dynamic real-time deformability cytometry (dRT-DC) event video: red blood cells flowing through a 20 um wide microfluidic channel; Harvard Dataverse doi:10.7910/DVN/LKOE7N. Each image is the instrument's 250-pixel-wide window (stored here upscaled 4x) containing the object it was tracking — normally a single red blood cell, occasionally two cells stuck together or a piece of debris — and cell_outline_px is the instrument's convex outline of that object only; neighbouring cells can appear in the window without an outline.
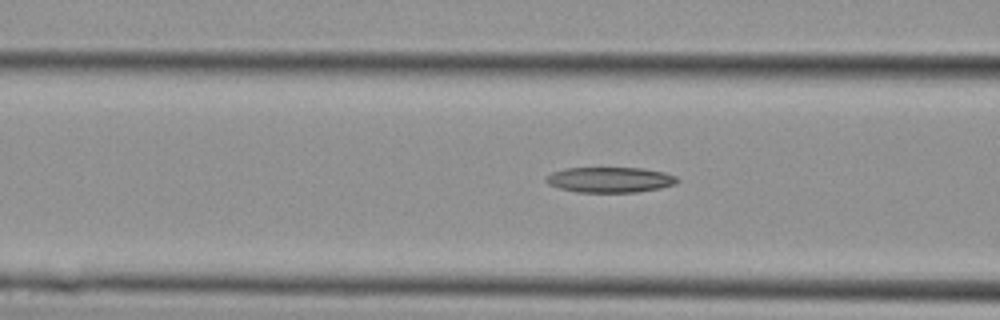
{"species": "Egyptian fruit bat (a non-hibernating species)", "species_latin": "Rousettus aegyptiacus", "temperature_condition": "cold", "stored_images_in_passage": 4, "camera_frame_rate_fps": 3000, "um_per_image_px": 0.085, "animal": {"sex": "female"}, "frame": {"image": 1, "passage_image": 4, "time_ms": 1.0, "image_size_px": [1000, 320], "cell_outline_px": [[680, 180], [676, 184], [660, 188], [636, 192], [576, 192], [560, 188], [548, 184], [544, 180], [552, 172], [564, 168], [640, 168], [664, 172], [676, 176]], "centroid_in_image_um": [51.86, 15.28], "position_along_channel_um": 114.7, "area_um2": 19.42}}